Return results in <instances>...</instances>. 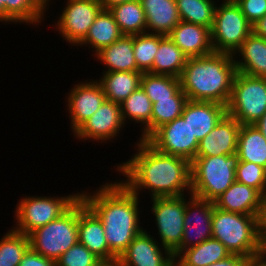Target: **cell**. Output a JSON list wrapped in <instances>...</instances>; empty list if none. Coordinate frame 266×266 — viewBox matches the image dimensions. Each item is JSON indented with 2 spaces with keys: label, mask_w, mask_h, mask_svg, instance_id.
I'll return each mask as SVG.
<instances>
[{
  "label": "cell",
  "mask_w": 266,
  "mask_h": 266,
  "mask_svg": "<svg viewBox=\"0 0 266 266\" xmlns=\"http://www.w3.org/2000/svg\"><path fill=\"white\" fill-rule=\"evenodd\" d=\"M159 48V34L133 35V52L137 68L142 73H151L155 54Z\"/></svg>",
  "instance_id": "obj_37"
},
{
  "label": "cell",
  "mask_w": 266,
  "mask_h": 266,
  "mask_svg": "<svg viewBox=\"0 0 266 266\" xmlns=\"http://www.w3.org/2000/svg\"><path fill=\"white\" fill-rule=\"evenodd\" d=\"M226 109L241 125L256 123L266 112V78L237 71Z\"/></svg>",
  "instance_id": "obj_8"
},
{
  "label": "cell",
  "mask_w": 266,
  "mask_h": 266,
  "mask_svg": "<svg viewBox=\"0 0 266 266\" xmlns=\"http://www.w3.org/2000/svg\"><path fill=\"white\" fill-rule=\"evenodd\" d=\"M80 197L102 221L108 248L119 258L144 230L139 223V195L116 180L102 184L94 193L82 191Z\"/></svg>",
  "instance_id": "obj_2"
},
{
  "label": "cell",
  "mask_w": 266,
  "mask_h": 266,
  "mask_svg": "<svg viewBox=\"0 0 266 266\" xmlns=\"http://www.w3.org/2000/svg\"><path fill=\"white\" fill-rule=\"evenodd\" d=\"M109 11L123 35H138L146 32V18L140 0L127 2L111 7Z\"/></svg>",
  "instance_id": "obj_32"
},
{
  "label": "cell",
  "mask_w": 266,
  "mask_h": 266,
  "mask_svg": "<svg viewBox=\"0 0 266 266\" xmlns=\"http://www.w3.org/2000/svg\"><path fill=\"white\" fill-rule=\"evenodd\" d=\"M129 0H101V5L103 7V9H110L111 7H114L118 4L127 2Z\"/></svg>",
  "instance_id": "obj_46"
},
{
  "label": "cell",
  "mask_w": 266,
  "mask_h": 266,
  "mask_svg": "<svg viewBox=\"0 0 266 266\" xmlns=\"http://www.w3.org/2000/svg\"><path fill=\"white\" fill-rule=\"evenodd\" d=\"M101 260L77 242L56 261V266H96Z\"/></svg>",
  "instance_id": "obj_39"
},
{
  "label": "cell",
  "mask_w": 266,
  "mask_h": 266,
  "mask_svg": "<svg viewBox=\"0 0 266 266\" xmlns=\"http://www.w3.org/2000/svg\"><path fill=\"white\" fill-rule=\"evenodd\" d=\"M219 240L208 239L199 245L182 250L175 258V266H208L231 256Z\"/></svg>",
  "instance_id": "obj_25"
},
{
  "label": "cell",
  "mask_w": 266,
  "mask_h": 266,
  "mask_svg": "<svg viewBox=\"0 0 266 266\" xmlns=\"http://www.w3.org/2000/svg\"><path fill=\"white\" fill-rule=\"evenodd\" d=\"M236 55L240 60L236 59ZM233 58L238 72L249 76L266 78L265 38L251 33L234 52Z\"/></svg>",
  "instance_id": "obj_21"
},
{
  "label": "cell",
  "mask_w": 266,
  "mask_h": 266,
  "mask_svg": "<svg viewBox=\"0 0 266 266\" xmlns=\"http://www.w3.org/2000/svg\"><path fill=\"white\" fill-rule=\"evenodd\" d=\"M96 266H119L118 259L101 261Z\"/></svg>",
  "instance_id": "obj_47"
},
{
  "label": "cell",
  "mask_w": 266,
  "mask_h": 266,
  "mask_svg": "<svg viewBox=\"0 0 266 266\" xmlns=\"http://www.w3.org/2000/svg\"><path fill=\"white\" fill-rule=\"evenodd\" d=\"M122 35L113 14L108 9H102L85 38L77 46L91 47L94 50L92 55L94 56L101 49L118 40Z\"/></svg>",
  "instance_id": "obj_26"
},
{
  "label": "cell",
  "mask_w": 266,
  "mask_h": 266,
  "mask_svg": "<svg viewBox=\"0 0 266 266\" xmlns=\"http://www.w3.org/2000/svg\"><path fill=\"white\" fill-rule=\"evenodd\" d=\"M136 153L116 170L121 180L138 196L148 190L150 197H177L191 194V162L185 158L158 151L147 140H138Z\"/></svg>",
  "instance_id": "obj_1"
},
{
  "label": "cell",
  "mask_w": 266,
  "mask_h": 266,
  "mask_svg": "<svg viewBox=\"0 0 266 266\" xmlns=\"http://www.w3.org/2000/svg\"><path fill=\"white\" fill-rule=\"evenodd\" d=\"M124 126L126 124L122 119L120 104L105 100L100 108L73 135L79 141L89 139L88 141L106 143L119 136Z\"/></svg>",
  "instance_id": "obj_14"
},
{
  "label": "cell",
  "mask_w": 266,
  "mask_h": 266,
  "mask_svg": "<svg viewBox=\"0 0 266 266\" xmlns=\"http://www.w3.org/2000/svg\"><path fill=\"white\" fill-rule=\"evenodd\" d=\"M29 248L27 235L9 229L0 239V266H19Z\"/></svg>",
  "instance_id": "obj_36"
},
{
  "label": "cell",
  "mask_w": 266,
  "mask_h": 266,
  "mask_svg": "<svg viewBox=\"0 0 266 266\" xmlns=\"http://www.w3.org/2000/svg\"><path fill=\"white\" fill-rule=\"evenodd\" d=\"M49 1L51 0H2L5 5V24H41L47 6L50 5Z\"/></svg>",
  "instance_id": "obj_31"
},
{
  "label": "cell",
  "mask_w": 266,
  "mask_h": 266,
  "mask_svg": "<svg viewBox=\"0 0 266 266\" xmlns=\"http://www.w3.org/2000/svg\"><path fill=\"white\" fill-rule=\"evenodd\" d=\"M35 196L19 199L14 210V231L28 236L34 230L58 219L80 198V192L61 197Z\"/></svg>",
  "instance_id": "obj_7"
},
{
  "label": "cell",
  "mask_w": 266,
  "mask_h": 266,
  "mask_svg": "<svg viewBox=\"0 0 266 266\" xmlns=\"http://www.w3.org/2000/svg\"><path fill=\"white\" fill-rule=\"evenodd\" d=\"M256 230L264 247L266 246V193L261 195L256 213Z\"/></svg>",
  "instance_id": "obj_41"
},
{
  "label": "cell",
  "mask_w": 266,
  "mask_h": 266,
  "mask_svg": "<svg viewBox=\"0 0 266 266\" xmlns=\"http://www.w3.org/2000/svg\"><path fill=\"white\" fill-rule=\"evenodd\" d=\"M252 33V24L235 0H222L216 6L211 39L214 52L234 54Z\"/></svg>",
  "instance_id": "obj_9"
},
{
  "label": "cell",
  "mask_w": 266,
  "mask_h": 266,
  "mask_svg": "<svg viewBox=\"0 0 266 266\" xmlns=\"http://www.w3.org/2000/svg\"><path fill=\"white\" fill-rule=\"evenodd\" d=\"M141 71L102 72L97 81L101 84L106 100L123 102L140 87Z\"/></svg>",
  "instance_id": "obj_28"
},
{
  "label": "cell",
  "mask_w": 266,
  "mask_h": 266,
  "mask_svg": "<svg viewBox=\"0 0 266 266\" xmlns=\"http://www.w3.org/2000/svg\"><path fill=\"white\" fill-rule=\"evenodd\" d=\"M91 1H95V2H101V0H91Z\"/></svg>",
  "instance_id": "obj_51"
},
{
  "label": "cell",
  "mask_w": 266,
  "mask_h": 266,
  "mask_svg": "<svg viewBox=\"0 0 266 266\" xmlns=\"http://www.w3.org/2000/svg\"><path fill=\"white\" fill-rule=\"evenodd\" d=\"M235 2L252 25L266 15V0H235Z\"/></svg>",
  "instance_id": "obj_40"
},
{
  "label": "cell",
  "mask_w": 266,
  "mask_h": 266,
  "mask_svg": "<svg viewBox=\"0 0 266 266\" xmlns=\"http://www.w3.org/2000/svg\"><path fill=\"white\" fill-rule=\"evenodd\" d=\"M187 101L182 89L173 97L155 99L152 105L151 135L162 125L180 117Z\"/></svg>",
  "instance_id": "obj_34"
},
{
  "label": "cell",
  "mask_w": 266,
  "mask_h": 266,
  "mask_svg": "<svg viewBox=\"0 0 266 266\" xmlns=\"http://www.w3.org/2000/svg\"><path fill=\"white\" fill-rule=\"evenodd\" d=\"M254 125L258 128V130L266 138V112L263 114V116L256 123H254Z\"/></svg>",
  "instance_id": "obj_45"
},
{
  "label": "cell",
  "mask_w": 266,
  "mask_h": 266,
  "mask_svg": "<svg viewBox=\"0 0 266 266\" xmlns=\"http://www.w3.org/2000/svg\"><path fill=\"white\" fill-rule=\"evenodd\" d=\"M147 141L158 151L189 160L196 157L199 142L182 116L158 128Z\"/></svg>",
  "instance_id": "obj_12"
},
{
  "label": "cell",
  "mask_w": 266,
  "mask_h": 266,
  "mask_svg": "<svg viewBox=\"0 0 266 266\" xmlns=\"http://www.w3.org/2000/svg\"><path fill=\"white\" fill-rule=\"evenodd\" d=\"M238 163L237 153L195 157L191 161V194L214 202L236 181Z\"/></svg>",
  "instance_id": "obj_5"
},
{
  "label": "cell",
  "mask_w": 266,
  "mask_h": 266,
  "mask_svg": "<svg viewBox=\"0 0 266 266\" xmlns=\"http://www.w3.org/2000/svg\"><path fill=\"white\" fill-rule=\"evenodd\" d=\"M215 0H176L181 21L212 28L216 10Z\"/></svg>",
  "instance_id": "obj_33"
},
{
  "label": "cell",
  "mask_w": 266,
  "mask_h": 266,
  "mask_svg": "<svg viewBox=\"0 0 266 266\" xmlns=\"http://www.w3.org/2000/svg\"><path fill=\"white\" fill-rule=\"evenodd\" d=\"M239 161H248L266 169V138L253 125H241L238 133Z\"/></svg>",
  "instance_id": "obj_30"
},
{
  "label": "cell",
  "mask_w": 266,
  "mask_h": 266,
  "mask_svg": "<svg viewBox=\"0 0 266 266\" xmlns=\"http://www.w3.org/2000/svg\"><path fill=\"white\" fill-rule=\"evenodd\" d=\"M19 266H56V262L29 248L23 255Z\"/></svg>",
  "instance_id": "obj_42"
},
{
  "label": "cell",
  "mask_w": 266,
  "mask_h": 266,
  "mask_svg": "<svg viewBox=\"0 0 266 266\" xmlns=\"http://www.w3.org/2000/svg\"><path fill=\"white\" fill-rule=\"evenodd\" d=\"M241 124L226 114L198 145L196 157L232 155L237 153Z\"/></svg>",
  "instance_id": "obj_18"
},
{
  "label": "cell",
  "mask_w": 266,
  "mask_h": 266,
  "mask_svg": "<svg viewBox=\"0 0 266 266\" xmlns=\"http://www.w3.org/2000/svg\"><path fill=\"white\" fill-rule=\"evenodd\" d=\"M28 237L33 251L56 262L78 242V200L58 219L34 230Z\"/></svg>",
  "instance_id": "obj_6"
},
{
  "label": "cell",
  "mask_w": 266,
  "mask_h": 266,
  "mask_svg": "<svg viewBox=\"0 0 266 266\" xmlns=\"http://www.w3.org/2000/svg\"><path fill=\"white\" fill-rule=\"evenodd\" d=\"M140 87L152 103H155V99L173 97L181 90L179 78L151 73L142 74Z\"/></svg>",
  "instance_id": "obj_35"
},
{
  "label": "cell",
  "mask_w": 266,
  "mask_h": 266,
  "mask_svg": "<svg viewBox=\"0 0 266 266\" xmlns=\"http://www.w3.org/2000/svg\"><path fill=\"white\" fill-rule=\"evenodd\" d=\"M87 81V82H86ZM78 82L68 91L67 112L71 119L72 132L74 133L86 120H88L106 100L103 88L97 80L90 79Z\"/></svg>",
  "instance_id": "obj_16"
},
{
  "label": "cell",
  "mask_w": 266,
  "mask_h": 266,
  "mask_svg": "<svg viewBox=\"0 0 266 266\" xmlns=\"http://www.w3.org/2000/svg\"><path fill=\"white\" fill-rule=\"evenodd\" d=\"M105 65L104 72L140 71L137 68L133 52V35H122L108 47L94 55Z\"/></svg>",
  "instance_id": "obj_24"
},
{
  "label": "cell",
  "mask_w": 266,
  "mask_h": 266,
  "mask_svg": "<svg viewBox=\"0 0 266 266\" xmlns=\"http://www.w3.org/2000/svg\"><path fill=\"white\" fill-rule=\"evenodd\" d=\"M149 233L144 229L130 242L118 258L119 266H175L173 253Z\"/></svg>",
  "instance_id": "obj_15"
},
{
  "label": "cell",
  "mask_w": 266,
  "mask_h": 266,
  "mask_svg": "<svg viewBox=\"0 0 266 266\" xmlns=\"http://www.w3.org/2000/svg\"><path fill=\"white\" fill-rule=\"evenodd\" d=\"M261 195L257 189L235 181L214 204L223 211L256 215Z\"/></svg>",
  "instance_id": "obj_23"
},
{
  "label": "cell",
  "mask_w": 266,
  "mask_h": 266,
  "mask_svg": "<svg viewBox=\"0 0 266 266\" xmlns=\"http://www.w3.org/2000/svg\"><path fill=\"white\" fill-rule=\"evenodd\" d=\"M236 181L266 193V169L255 163L239 161L235 171Z\"/></svg>",
  "instance_id": "obj_38"
},
{
  "label": "cell",
  "mask_w": 266,
  "mask_h": 266,
  "mask_svg": "<svg viewBox=\"0 0 266 266\" xmlns=\"http://www.w3.org/2000/svg\"><path fill=\"white\" fill-rule=\"evenodd\" d=\"M78 242L101 261L118 259L108 248L102 221L81 197L78 199Z\"/></svg>",
  "instance_id": "obj_17"
},
{
  "label": "cell",
  "mask_w": 266,
  "mask_h": 266,
  "mask_svg": "<svg viewBox=\"0 0 266 266\" xmlns=\"http://www.w3.org/2000/svg\"><path fill=\"white\" fill-rule=\"evenodd\" d=\"M252 33L266 39V15L252 25Z\"/></svg>",
  "instance_id": "obj_44"
},
{
  "label": "cell",
  "mask_w": 266,
  "mask_h": 266,
  "mask_svg": "<svg viewBox=\"0 0 266 266\" xmlns=\"http://www.w3.org/2000/svg\"><path fill=\"white\" fill-rule=\"evenodd\" d=\"M226 114L225 105L188 100L181 116L188 122L192 135L200 142Z\"/></svg>",
  "instance_id": "obj_20"
},
{
  "label": "cell",
  "mask_w": 266,
  "mask_h": 266,
  "mask_svg": "<svg viewBox=\"0 0 266 266\" xmlns=\"http://www.w3.org/2000/svg\"><path fill=\"white\" fill-rule=\"evenodd\" d=\"M140 3L148 33L168 35L181 21L176 0H140Z\"/></svg>",
  "instance_id": "obj_22"
},
{
  "label": "cell",
  "mask_w": 266,
  "mask_h": 266,
  "mask_svg": "<svg viewBox=\"0 0 266 266\" xmlns=\"http://www.w3.org/2000/svg\"><path fill=\"white\" fill-rule=\"evenodd\" d=\"M167 36L188 58L206 56L214 52L211 29L202 25L180 21Z\"/></svg>",
  "instance_id": "obj_19"
},
{
  "label": "cell",
  "mask_w": 266,
  "mask_h": 266,
  "mask_svg": "<svg viewBox=\"0 0 266 266\" xmlns=\"http://www.w3.org/2000/svg\"><path fill=\"white\" fill-rule=\"evenodd\" d=\"M256 215L227 212L214 207L212 238L230 251L256 261L264 258V245L256 230Z\"/></svg>",
  "instance_id": "obj_4"
},
{
  "label": "cell",
  "mask_w": 266,
  "mask_h": 266,
  "mask_svg": "<svg viewBox=\"0 0 266 266\" xmlns=\"http://www.w3.org/2000/svg\"><path fill=\"white\" fill-rule=\"evenodd\" d=\"M248 266H266V259L262 258L256 261H251Z\"/></svg>",
  "instance_id": "obj_48"
},
{
  "label": "cell",
  "mask_w": 266,
  "mask_h": 266,
  "mask_svg": "<svg viewBox=\"0 0 266 266\" xmlns=\"http://www.w3.org/2000/svg\"><path fill=\"white\" fill-rule=\"evenodd\" d=\"M0 22L5 24V5L0 0Z\"/></svg>",
  "instance_id": "obj_49"
},
{
  "label": "cell",
  "mask_w": 266,
  "mask_h": 266,
  "mask_svg": "<svg viewBox=\"0 0 266 266\" xmlns=\"http://www.w3.org/2000/svg\"><path fill=\"white\" fill-rule=\"evenodd\" d=\"M187 60L188 57L167 35L159 34V48L155 54L152 74L179 78Z\"/></svg>",
  "instance_id": "obj_27"
},
{
  "label": "cell",
  "mask_w": 266,
  "mask_h": 266,
  "mask_svg": "<svg viewBox=\"0 0 266 266\" xmlns=\"http://www.w3.org/2000/svg\"><path fill=\"white\" fill-rule=\"evenodd\" d=\"M190 198V199H189ZM184 213V231L181 244L172 252L174 258L189 247L212 238V218L215 204L189 194Z\"/></svg>",
  "instance_id": "obj_13"
},
{
  "label": "cell",
  "mask_w": 266,
  "mask_h": 266,
  "mask_svg": "<svg viewBox=\"0 0 266 266\" xmlns=\"http://www.w3.org/2000/svg\"><path fill=\"white\" fill-rule=\"evenodd\" d=\"M187 193L177 197L152 198L151 212L155 217L160 244L173 252L182 241Z\"/></svg>",
  "instance_id": "obj_10"
},
{
  "label": "cell",
  "mask_w": 266,
  "mask_h": 266,
  "mask_svg": "<svg viewBox=\"0 0 266 266\" xmlns=\"http://www.w3.org/2000/svg\"><path fill=\"white\" fill-rule=\"evenodd\" d=\"M237 73L232 54H212L188 58L181 73L182 91L190 101L227 105Z\"/></svg>",
  "instance_id": "obj_3"
},
{
  "label": "cell",
  "mask_w": 266,
  "mask_h": 266,
  "mask_svg": "<svg viewBox=\"0 0 266 266\" xmlns=\"http://www.w3.org/2000/svg\"><path fill=\"white\" fill-rule=\"evenodd\" d=\"M264 258L266 259V246L264 247Z\"/></svg>",
  "instance_id": "obj_50"
},
{
  "label": "cell",
  "mask_w": 266,
  "mask_h": 266,
  "mask_svg": "<svg viewBox=\"0 0 266 266\" xmlns=\"http://www.w3.org/2000/svg\"><path fill=\"white\" fill-rule=\"evenodd\" d=\"M66 1L54 29L68 44L77 46L85 38L103 7L100 2L91 0Z\"/></svg>",
  "instance_id": "obj_11"
},
{
  "label": "cell",
  "mask_w": 266,
  "mask_h": 266,
  "mask_svg": "<svg viewBox=\"0 0 266 266\" xmlns=\"http://www.w3.org/2000/svg\"><path fill=\"white\" fill-rule=\"evenodd\" d=\"M153 103L139 87L120 103L123 122L127 120L140 123L141 136L139 140H147L151 136V117Z\"/></svg>",
  "instance_id": "obj_29"
},
{
  "label": "cell",
  "mask_w": 266,
  "mask_h": 266,
  "mask_svg": "<svg viewBox=\"0 0 266 266\" xmlns=\"http://www.w3.org/2000/svg\"><path fill=\"white\" fill-rule=\"evenodd\" d=\"M251 261L241 255L232 254L228 258L212 263L208 266H248Z\"/></svg>",
  "instance_id": "obj_43"
}]
</instances>
